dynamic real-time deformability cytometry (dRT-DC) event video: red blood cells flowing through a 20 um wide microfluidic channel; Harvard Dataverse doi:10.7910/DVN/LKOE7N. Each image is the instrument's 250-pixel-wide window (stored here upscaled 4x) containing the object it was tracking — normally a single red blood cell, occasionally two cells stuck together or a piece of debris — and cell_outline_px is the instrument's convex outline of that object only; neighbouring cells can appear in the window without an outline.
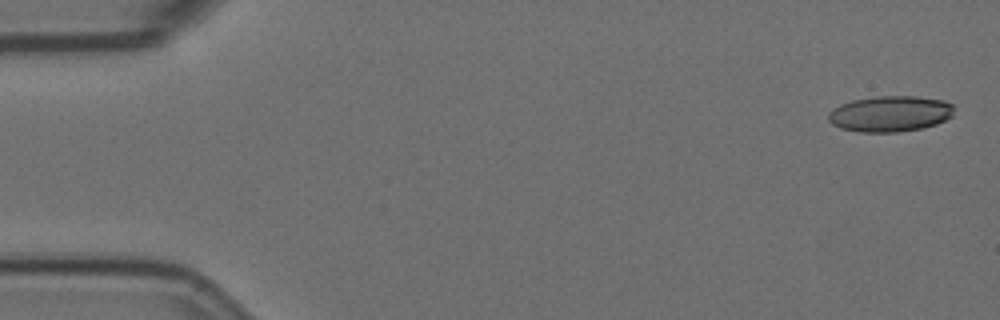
{"species": "Egyptian fruit bat (a non-hibernating species)", "species_latin": "Rousettus aegyptiacus", "temperature_condition": "room temperature", "stored_images_in_passage": 8, "camera_frame_rate_fps": 3000, "um_per_image_px": 0.085, "animal": {"sex": "female"}, "frame": {"image": 1, "passage_image": 1, "time_ms": 0.0, "image_size_px": [1000, 320], "cell_outline_px": [[952, 116], [936, 124], [920, 128], [896, 132], [860, 132], [840, 128], [832, 124], [828, 120], [828, 112], [832, 108], [840, 104], [852, 100], [876, 96], [916, 96], [944, 100], [952, 104]], "centroid_in_image_um": [75.61, 9.66], "position_along_channel_um": 9.4, "area_um2": 26.3}}
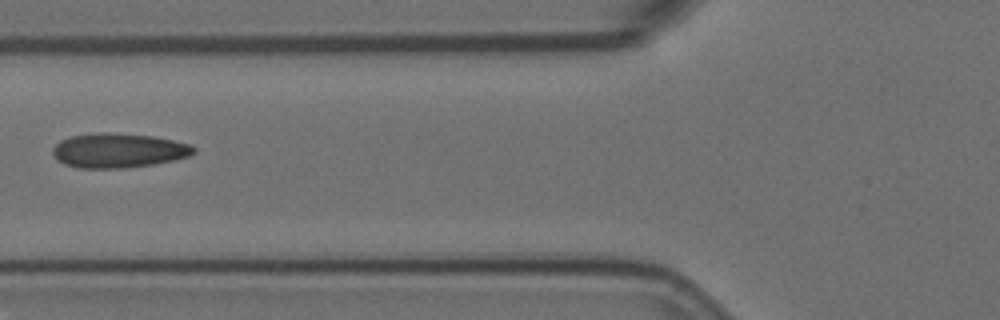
{"frame": {"image": 2, "passage_image": 6, "time_ms": 1.667, "image_size_px": [1000, 320], "cell_outline_px": [[196, 152], [188, 156], [172, 160], [152, 164], [124, 168], [76, 168], [64, 164], [56, 160], [52, 152], [52, 148], [60, 140], [72, 136], [100, 132], [104, 132], [152, 136], [172, 140], [188, 144], [196, 148]], "centroid_in_image_um": [10.02, 12.8], "position_along_channel_um": 115.8, "area_um2": 28.21}}
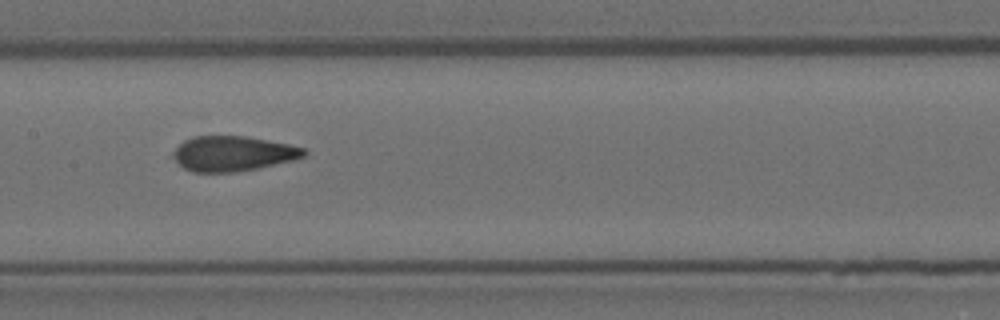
{"frame": {"image": 3, "passage_image": 8, "time_ms": 2.333, "image_size_px": [1000, 320], "cell_outline_px": [[308, 152], [304, 156], [292, 160], [256, 168], [232, 172], [192, 172], [184, 168], [176, 160], [172, 152], [184, 140], [192, 136], [244, 136], [288, 144], [304, 148]], "centroid_in_image_um": [19.78, 13.05], "position_along_channel_um": 187.6, "area_um2": 26.36}}